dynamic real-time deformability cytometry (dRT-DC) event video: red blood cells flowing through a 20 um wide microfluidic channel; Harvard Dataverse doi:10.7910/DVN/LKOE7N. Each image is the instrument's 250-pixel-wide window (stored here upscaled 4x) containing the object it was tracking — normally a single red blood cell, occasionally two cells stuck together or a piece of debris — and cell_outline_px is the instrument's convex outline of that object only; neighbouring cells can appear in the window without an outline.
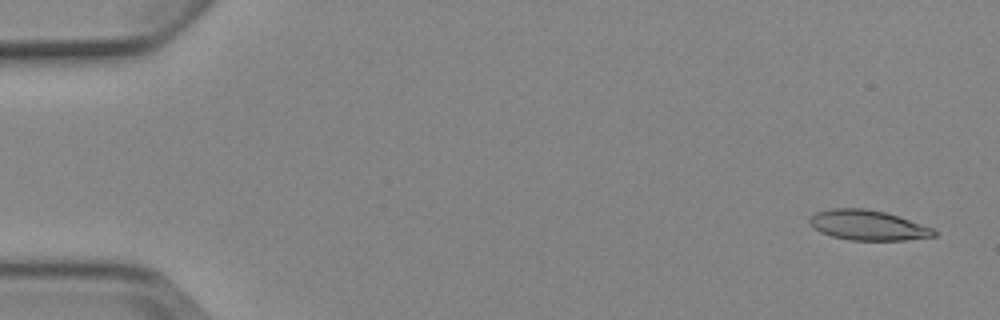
{"species": "Egyptian fruit bat (a non-hibernating species)", "species_latin": "Rousettus aegyptiacus", "temperature_condition": "cold", "stored_images_in_passage": 5, "camera_frame_rate_fps": 3000, "um_per_image_px": 0.085, "animal": {"sex": "female"}, "frame": {"image": 1, "passage_image": 1, "time_ms": 0.0, "image_size_px": [1000, 320], "cell_outline_px": [[936, 236], [904, 240], [852, 240], [832, 236], [820, 232], [808, 224], [808, 220], [816, 212], [828, 208], [864, 208], [884, 212], [932, 228], [936, 232]], "centroid_in_image_um": [73.7, 19.14], "position_along_channel_um": 11.3, "area_um2": 21.56}}
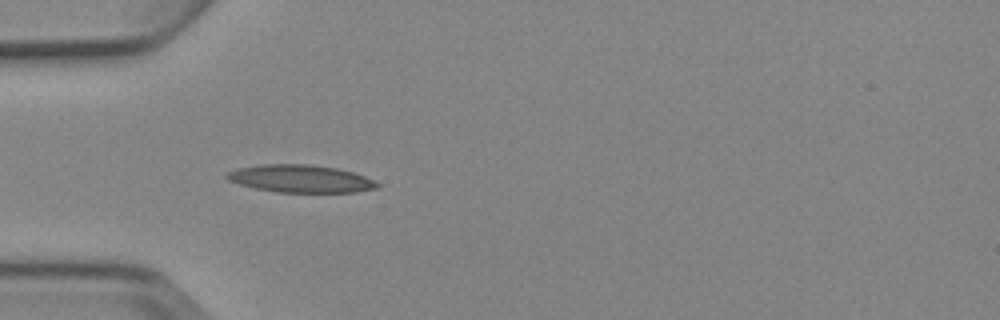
{"frame": {"image": 2, "passage_image": 5, "time_ms": 4.667, "image_size_px": [1000, 320], "cell_outline_px": [[380, 184], [376, 188], [356, 192], [276, 192], [256, 188], [240, 184], [228, 180], [224, 176], [228, 172], [236, 168], [260, 164], [308, 164], [336, 168], [352, 172], [364, 176]], "centroid_in_image_um": [25.51, 15.18], "position_along_channel_um": 59.5, "area_um2": 24.04}}